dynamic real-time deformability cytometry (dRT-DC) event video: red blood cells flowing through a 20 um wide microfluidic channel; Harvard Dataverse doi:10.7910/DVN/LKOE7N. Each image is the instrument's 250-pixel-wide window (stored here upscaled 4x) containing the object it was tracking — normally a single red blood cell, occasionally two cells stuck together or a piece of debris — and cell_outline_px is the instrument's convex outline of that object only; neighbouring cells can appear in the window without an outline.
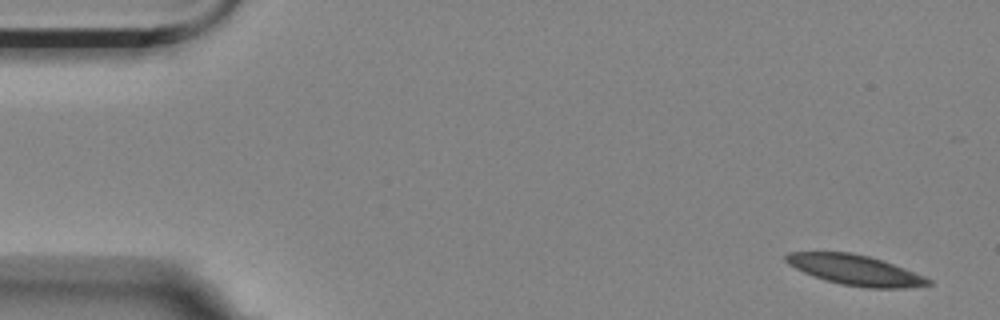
{"species": "Egyptian fruit bat (a non-hibernating species)", "species_latin": "Rousettus aegyptiacus", "temperature_condition": "room temperature", "stored_images_in_passage": 6, "camera_frame_rate_fps": 3000, "um_per_image_px": 0.085, "animal": {"sex": "female"}, "frame": {"image": 1, "passage_image": 1, "time_ms": 0.0, "image_size_px": [1000, 320], "cell_outline_px": [[932, 284], [908, 288], [868, 288], [840, 284], [824, 280], [804, 272], [788, 264], [784, 260], [784, 256], [788, 252], [852, 252], [884, 260], [924, 276], [932, 280]], "centroid_in_image_um": [72.7, 22.95], "position_along_channel_um": 12.3, "area_um2": 25.14}}
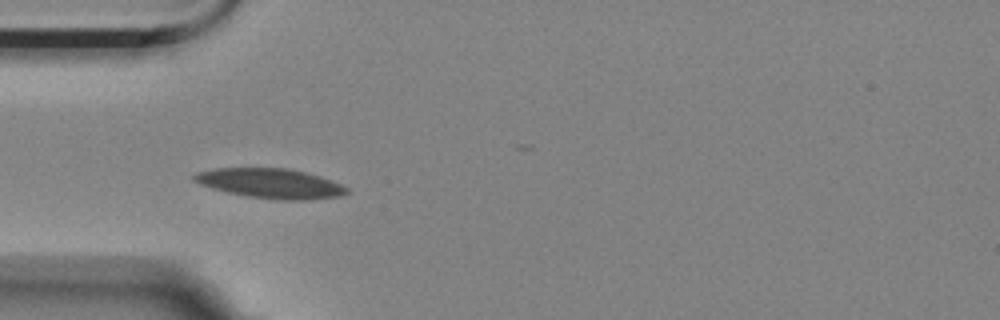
{"frame": {"image": 2, "passage_image": 5, "time_ms": 1.333, "image_size_px": [1000, 320], "cell_outline_px": [[348, 192], [340, 196], [304, 200], [276, 200], [248, 196], [228, 192], [212, 188], [200, 184], [192, 180], [192, 176], [196, 172], [216, 168], [288, 168], [320, 176], [332, 180], [348, 188]], "centroid_in_image_um": [22.98, 15.58], "position_along_channel_um": 62.0, "area_um2": 26.41}}
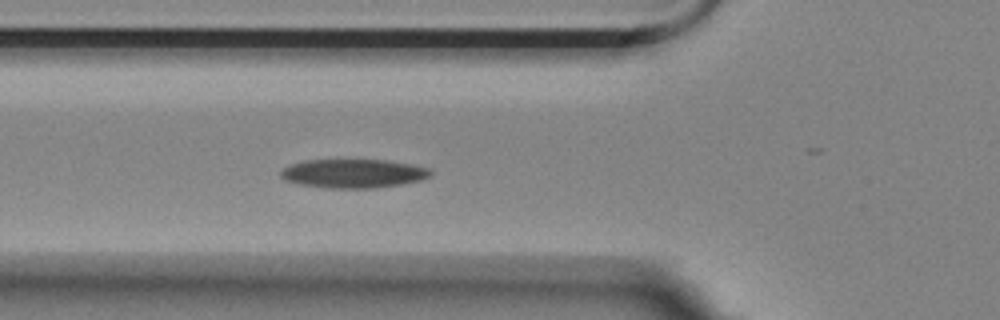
{"frame": {"image": 3, "passage_image": 6, "time_ms": 1.667, "image_size_px": [1000, 320], "cell_outline_px": [[432, 176], [420, 180], [404, 184], [376, 188], [328, 188], [300, 184], [284, 180], [280, 176], [280, 172], [288, 164], [304, 160], [388, 160], [412, 164], [428, 168], [432, 172]], "centroid_in_image_um": [30.04, 14.74], "position_along_channel_um": 95.8, "area_um2": 25.37}}